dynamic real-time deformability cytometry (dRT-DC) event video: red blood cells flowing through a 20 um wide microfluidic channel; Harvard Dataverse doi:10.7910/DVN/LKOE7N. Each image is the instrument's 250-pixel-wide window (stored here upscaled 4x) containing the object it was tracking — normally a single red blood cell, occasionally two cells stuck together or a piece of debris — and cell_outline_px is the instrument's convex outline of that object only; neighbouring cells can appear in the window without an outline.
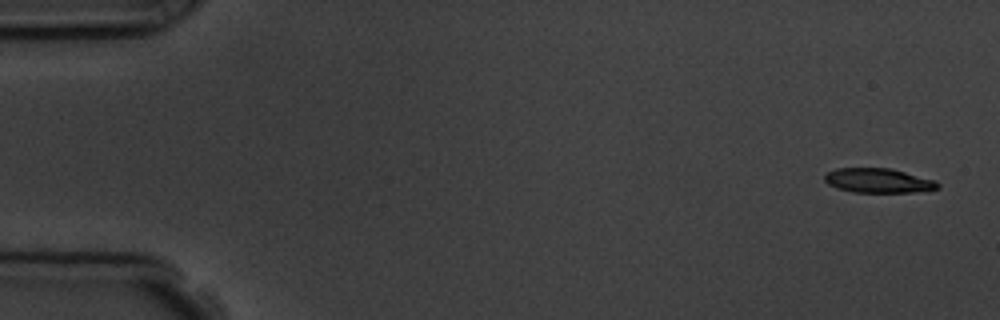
{"species": "common noctule bat (a hibernating species)", "species_latin": "Nyctalus noctula", "temperature_condition": "room temperature", "stored_images_in_passage": 4, "camera_frame_rate_fps": 3000, "um_per_image_px": 0.085, "animal": {"sex": "male", "body_mass_g": 19.5, "forearm_length_mm": 54.6}, "frame": {"image": 1, "passage_image": 1, "time_ms": 0.0, "image_size_px": [1000, 320], "cell_outline_px": [[940, 188], [912, 192], [852, 192], [836, 188], [828, 184], [824, 180], [824, 176], [828, 172], [836, 168], [892, 168], [936, 180], [940, 184]], "centroid_in_image_um": [74.66, 15.34], "position_along_channel_um": 10.3, "area_um2": 16.24}}
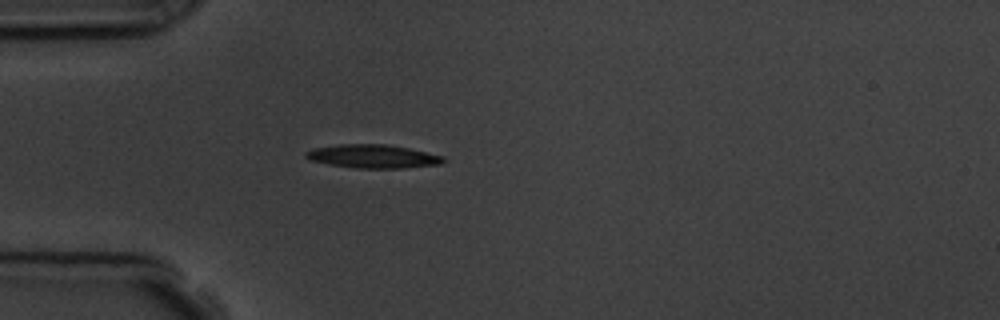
{"frame": {"image": 2, "passage_image": 4, "time_ms": 4.333, "image_size_px": [1000, 320], "cell_outline_px": [[448, 160], [444, 164], [404, 168], [356, 168], [328, 164], [308, 160], [304, 156], [304, 152], [312, 148], [340, 144], [388, 144], [408, 148], [444, 156]], "centroid_in_image_um": [31.71, 13.29], "position_along_channel_um": 53.3, "area_um2": 19.13}}